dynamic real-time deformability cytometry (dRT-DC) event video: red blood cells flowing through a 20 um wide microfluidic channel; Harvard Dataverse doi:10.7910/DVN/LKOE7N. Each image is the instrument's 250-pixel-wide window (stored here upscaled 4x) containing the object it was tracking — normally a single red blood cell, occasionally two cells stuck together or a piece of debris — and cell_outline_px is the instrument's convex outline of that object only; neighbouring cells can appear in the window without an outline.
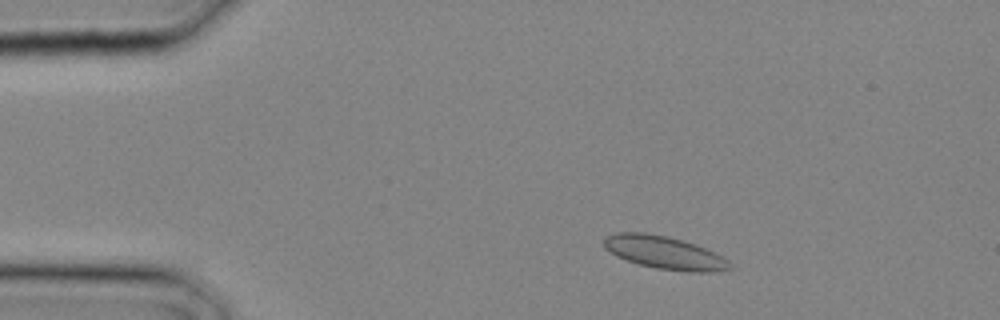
{"species": "common noctule bat (a hibernating species)", "species_latin": "Nyctalus noctula", "temperature_condition": "cold", "stored_images_in_passage": 3, "camera_frame_rate_fps": 3000, "um_per_image_px": 0.085, "animal": {"sex": "male", "body_mass_g": 20.4}, "frame": {"image": 1, "passage_image": 1, "time_ms": 0.0, "image_size_px": [1000, 320], "cell_outline_px": [[732, 268], [712, 272], [688, 272], [656, 268], [640, 264], [616, 256], [604, 248], [604, 236], [616, 232], [644, 232], [668, 236], [696, 244], [728, 260], [732, 264]], "centroid_in_image_um": [56.45, 21.46], "position_along_channel_um": 28.6, "area_um2": 24.1}}